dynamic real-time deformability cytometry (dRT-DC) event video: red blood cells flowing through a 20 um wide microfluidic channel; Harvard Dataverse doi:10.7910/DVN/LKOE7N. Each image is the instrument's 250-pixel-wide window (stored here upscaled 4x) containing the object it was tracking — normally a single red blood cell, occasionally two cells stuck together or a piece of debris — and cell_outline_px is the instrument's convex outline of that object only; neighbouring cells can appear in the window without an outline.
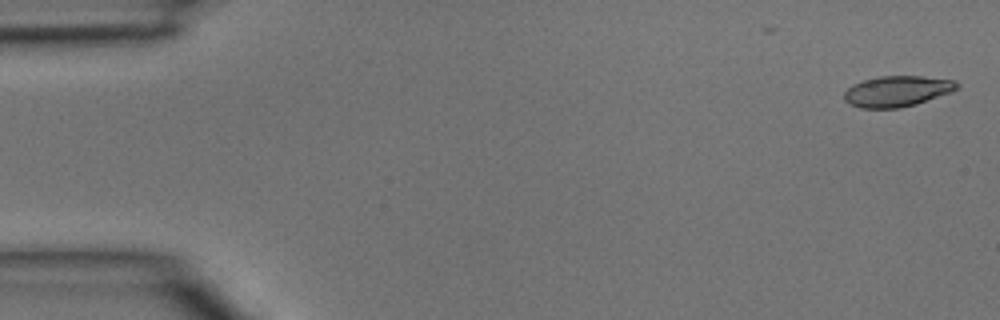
{"species": "common noctule bat (a hibernating species)", "species_latin": "Nyctalus noctula", "temperature_condition": "room temperature", "stored_images_in_passage": 5, "camera_frame_rate_fps": 3000, "um_per_image_px": 0.085, "animal": {"sex": "male", "body_mass_g": 15.6}, "frame": {"image": 1, "passage_image": 1, "time_ms": 0.0, "image_size_px": [1000, 320], "cell_outline_px": [[960, 88], [952, 92], [916, 104], [900, 108], [860, 108], [844, 100], [844, 92], [852, 84], [864, 80], [880, 76], [924, 76], [956, 80], [960, 84]], "centroid_in_image_um": [76.3, 7.75], "position_along_channel_um": 8.7, "area_um2": 20.4}}